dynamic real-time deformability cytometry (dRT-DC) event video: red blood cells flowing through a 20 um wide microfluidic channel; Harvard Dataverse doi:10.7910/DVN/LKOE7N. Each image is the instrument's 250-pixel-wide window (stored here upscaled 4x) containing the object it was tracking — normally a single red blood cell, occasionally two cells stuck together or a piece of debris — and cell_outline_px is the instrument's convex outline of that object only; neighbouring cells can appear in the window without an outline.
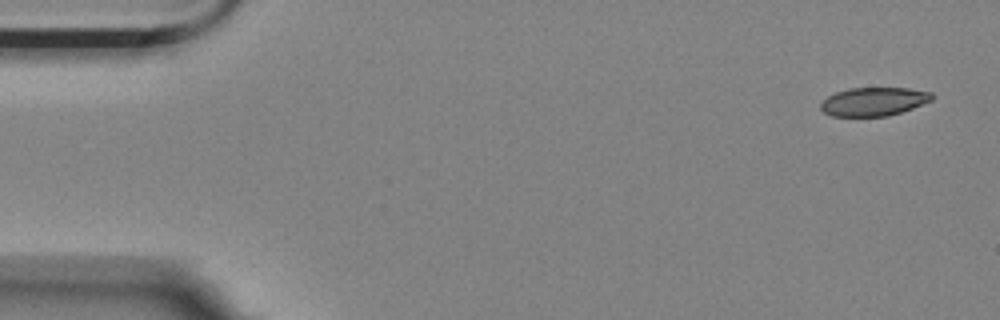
{"species": "Egyptian fruit bat (a non-hibernating species)", "species_latin": "Rousettus aegyptiacus", "temperature_condition": "room temperature", "stored_images_in_passage": 3, "camera_frame_rate_fps": 3000, "um_per_image_px": 0.085, "animal": {"sex": "female"}, "frame": {"image": 1, "passage_image": 1, "time_ms": 0.0, "image_size_px": [1000, 320], "cell_outline_px": [[932, 100], [912, 108], [888, 116], [832, 116], [824, 112], [820, 108], [820, 104], [828, 96], [836, 92], [848, 88], [908, 88], [932, 92]], "centroid_in_image_um": [74.25, 8.63], "position_along_channel_um": 10.7, "area_um2": 18.38}}